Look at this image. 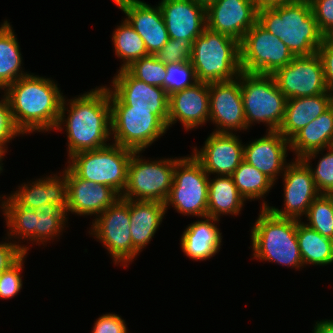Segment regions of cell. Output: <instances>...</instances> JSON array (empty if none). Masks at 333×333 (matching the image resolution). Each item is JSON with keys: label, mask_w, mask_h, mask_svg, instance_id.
<instances>
[{"label": "cell", "mask_w": 333, "mask_h": 333, "mask_svg": "<svg viewBox=\"0 0 333 333\" xmlns=\"http://www.w3.org/2000/svg\"><path fill=\"white\" fill-rule=\"evenodd\" d=\"M330 201L331 205H332V208H333V191H330L326 194H324Z\"/></svg>", "instance_id": "816d5d0a"}, {"label": "cell", "mask_w": 333, "mask_h": 333, "mask_svg": "<svg viewBox=\"0 0 333 333\" xmlns=\"http://www.w3.org/2000/svg\"><path fill=\"white\" fill-rule=\"evenodd\" d=\"M129 213L132 244L140 253L158 231L166 208L163 202L129 199Z\"/></svg>", "instance_id": "83f0119b"}, {"label": "cell", "mask_w": 333, "mask_h": 333, "mask_svg": "<svg viewBox=\"0 0 333 333\" xmlns=\"http://www.w3.org/2000/svg\"><path fill=\"white\" fill-rule=\"evenodd\" d=\"M125 320L113 313L101 315L96 319L92 333H128Z\"/></svg>", "instance_id": "ee69618b"}, {"label": "cell", "mask_w": 333, "mask_h": 333, "mask_svg": "<svg viewBox=\"0 0 333 333\" xmlns=\"http://www.w3.org/2000/svg\"><path fill=\"white\" fill-rule=\"evenodd\" d=\"M290 150L296 159H316L325 149L333 146V104L319 117L303 127L290 140Z\"/></svg>", "instance_id": "d4e9b609"}, {"label": "cell", "mask_w": 333, "mask_h": 333, "mask_svg": "<svg viewBox=\"0 0 333 333\" xmlns=\"http://www.w3.org/2000/svg\"><path fill=\"white\" fill-rule=\"evenodd\" d=\"M36 214V243L43 246L55 237H58L63 231L69 217L60 207L46 203L34 209ZM45 243V244H44Z\"/></svg>", "instance_id": "e575fe53"}, {"label": "cell", "mask_w": 333, "mask_h": 333, "mask_svg": "<svg viewBox=\"0 0 333 333\" xmlns=\"http://www.w3.org/2000/svg\"><path fill=\"white\" fill-rule=\"evenodd\" d=\"M68 186V214L97 218L112 205L120 195L111 187L96 184L80 178L68 165L66 167Z\"/></svg>", "instance_id": "ffe728a7"}, {"label": "cell", "mask_w": 333, "mask_h": 333, "mask_svg": "<svg viewBox=\"0 0 333 333\" xmlns=\"http://www.w3.org/2000/svg\"><path fill=\"white\" fill-rule=\"evenodd\" d=\"M245 121L249 127L265 123L267 131H278L285 114L286 96L272 75L240 73Z\"/></svg>", "instance_id": "8992f818"}, {"label": "cell", "mask_w": 333, "mask_h": 333, "mask_svg": "<svg viewBox=\"0 0 333 333\" xmlns=\"http://www.w3.org/2000/svg\"><path fill=\"white\" fill-rule=\"evenodd\" d=\"M310 4L318 28L326 36L333 30V0H311Z\"/></svg>", "instance_id": "7bdbcfd3"}, {"label": "cell", "mask_w": 333, "mask_h": 333, "mask_svg": "<svg viewBox=\"0 0 333 333\" xmlns=\"http://www.w3.org/2000/svg\"><path fill=\"white\" fill-rule=\"evenodd\" d=\"M2 92L9 101L15 127L22 135L56 128L64 96L53 79L31 73Z\"/></svg>", "instance_id": "7a4b0ae2"}, {"label": "cell", "mask_w": 333, "mask_h": 333, "mask_svg": "<svg viewBox=\"0 0 333 333\" xmlns=\"http://www.w3.org/2000/svg\"><path fill=\"white\" fill-rule=\"evenodd\" d=\"M297 240L304 266H326L333 263L332 239L322 236L299 220H297Z\"/></svg>", "instance_id": "1f68e13d"}, {"label": "cell", "mask_w": 333, "mask_h": 333, "mask_svg": "<svg viewBox=\"0 0 333 333\" xmlns=\"http://www.w3.org/2000/svg\"><path fill=\"white\" fill-rule=\"evenodd\" d=\"M7 242H0V273L7 270L12 264H14L22 255V251L18 248L17 244L9 241L7 236Z\"/></svg>", "instance_id": "bcb514c9"}, {"label": "cell", "mask_w": 333, "mask_h": 333, "mask_svg": "<svg viewBox=\"0 0 333 333\" xmlns=\"http://www.w3.org/2000/svg\"><path fill=\"white\" fill-rule=\"evenodd\" d=\"M4 154L0 151V168H3L4 166H2L3 165V161L2 160H4Z\"/></svg>", "instance_id": "f5cc1de1"}, {"label": "cell", "mask_w": 333, "mask_h": 333, "mask_svg": "<svg viewBox=\"0 0 333 333\" xmlns=\"http://www.w3.org/2000/svg\"><path fill=\"white\" fill-rule=\"evenodd\" d=\"M316 53L322 63L326 89L333 95V45L324 39Z\"/></svg>", "instance_id": "f6af8a7d"}, {"label": "cell", "mask_w": 333, "mask_h": 333, "mask_svg": "<svg viewBox=\"0 0 333 333\" xmlns=\"http://www.w3.org/2000/svg\"><path fill=\"white\" fill-rule=\"evenodd\" d=\"M110 108L112 142L122 147L143 152L167 133V124L150 109Z\"/></svg>", "instance_id": "8fae6325"}, {"label": "cell", "mask_w": 333, "mask_h": 333, "mask_svg": "<svg viewBox=\"0 0 333 333\" xmlns=\"http://www.w3.org/2000/svg\"><path fill=\"white\" fill-rule=\"evenodd\" d=\"M290 150V141L279 131H267L266 135L244 144L245 160L264 173L275 184L278 176L283 174L289 164L286 160Z\"/></svg>", "instance_id": "7402d4cb"}, {"label": "cell", "mask_w": 333, "mask_h": 333, "mask_svg": "<svg viewBox=\"0 0 333 333\" xmlns=\"http://www.w3.org/2000/svg\"><path fill=\"white\" fill-rule=\"evenodd\" d=\"M26 254H23L7 270L0 273V298L11 299L18 295L23 286L21 271L23 270Z\"/></svg>", "instance_id": "ab89813d"}, {"label": "cell", "mask_w": 333, "mask_h": 333, "mask_svg": "<svg viewBox=\"0 0 333 333\" xmlns=\"http://www.w3.org/2000/svg\"><path fill=\"white\" fill-rule=\"evenodd\" d=\"M209 83L197 82L191 87L169 95L168 124L178 121L186 131L202 126L209 121Z\"/></svg>", "instance_id": "d6986e66"}, {"label": "cell", "mask_w": 333, "mask_h": 333, "mask_svg": "<svg viewBox=\"0 0 333 333\" xmlns=\"http://www.w3.org/2000/svg\"><path fill=\"white\" fill-rule=\"evenodd\" d=\"M140 153L142 151H134L130 158L127 184L120 197L164 203L173 184L174 168L180 157L148 161Z\"/></svg>", "instance_id": "9c48e42d"}, {"label": "cell", "mask_w": 333, "mask_h": 333, "mask_svg": "<svg viewBox=\"0 0 333 333\" xmlns=\"http://www.w3.org/2000/svg\"><path fill=\"white\" fill-rule=\"evenodd\" d=\"M12 25L5 20L0 25V90L4 91L21 77L27 76L22 68V54Z\"/></svg>", "instance_id": "f546056e"}, {"label": "cell", "mask_w": 333, "mask_h": 333, "mask_svg": "<svg viewBox=\"0 0 333 333\" xmlns=\"http://www.w3.org/2000/svg\"><path fill=\"white\" fill-rule=\"evenodd\" d=\"M237 133L212 132L202 148H193L192 155L208 175L231 176L243 161L244 144Z\"/></svg>", "instance_id": "ac0fdd59"}, {"label": "cell", "mask_w": 333, "mask_h": 333, "mask_svg": "<svg viewBox=\"0 0 333 333\" xmlns=\"http://www.w3.org/2000/svg\"><path fill=\"white\" fill-rule=\"evenodd\" d=\"M283 176L284 207L269 206L263 200L261 208H268L274 215L282 218L301 221L307 214L311 203L320 195L309 167L301 160L294 158L286 166Z\"/></svg>", "instance_id": "5bb4252c"}, {"label": "cell", "mask_w": 333, "mask_h": 333, "mask_svg": "<svg viewBox=\"0 0 333 333\" xmlns=\"http://www.w3.org/2000/svg\"><path fill=\"white\" fill-rule=\"evenodd\" d=\"M134 150L116 143L96 150L82 151L67 160V165L82 179L103 184L122 195L128 166Z\"/></svg>", "instance_id": "52a82bcc"}, {"label": "cell", "mask_w": 333, "mask_h": 333, "mask_svg": "<svg viewBox=\"0 0 333 333\" xmlns=\"http://www.w3.org/2000/svg\"><path fill=\"white\" fill-rule=\"evenodd\" d=\"M325 150L328 152L322 154L315 168L312 167L310 161H303L309 167L320 194L333 191V146Z\"/></svg>", "instance_id": "f35d334b"}, {"label": "cell", "mask_w": 333, "mask_h": 333, "mask_svg": "<svg viewBox=\"0 0 333 333\" xmlns=\"http://www.w3.org/2000/svg\"><path fill=\"white\" fill-rule=\"evenodd\" d=\"M245 201L231 176H209L207 217L219 220L223 215H238Z\"/></svg>", "instance_id": "f1b7e54d"}, {"label": "cell", "mask_w": 333, "mask_h": 333, "mask_svg": "<svg viewBox=\"0 0 333 333\" xmlns=\"http://www.w3.org/2000/svg\"><path fill=\"white\" fill-rule=\"evenodd\" d=\"M234 184L240 195L246 200L262 199L269 194L274 182L264 173L243 160L232 173Z\"/></svg>", "instance_id": "d6a6232c"}, {"label": "cell", "mask_w": 333, "mask_h": 333, "mask_svg": "<svg viewBox=\"0 0 333 333\" xmlns=\"http://www.w3.org/2000/svg\"><path fill=\"white\" fill-rule=\"evenodd\" d=\"M325 39L333 45V30L325 36Z\"/></svg>", "instance_id": "f907efd6"}, {"label": "cell", "mask_w": 333, "mask_h": 333, "mask_svg": "<svg viewBox=\"0 0 333 333\" xmlns=\"http://www.w3.org/2000/svg\"><path fill=\"white\" fill-rule=\"evenodd\" d=\"M193 1L207 8L210 4L216 2L217 0H193Z\"/></svg>", "instance_id": "681fc988"}, {"label": "cell", "mask_w": 333, "mask_h": 333, "mask_svg": "<svg viewBox=\"0 0 333 333\" xmlns=\"http://www.w3.org/2000/svg\"><path fill=\"white\" fill-rule=\"evenodd\" d=\"M191 64L200 82H224L238 78L239 42L206 28L192 43Z\"/></svg>", "instance_id": "5b68a950"}, {"label": "cell", "mask_w": 333, "mask_h": 333, "mask_svg": "<svg viewBox=\"0 0 333 333\" xmlns=\"http://www.w3.org/2000/svg\"><path fill=\"white\" fill-rule=\"evenodd\" d=\"M209 175L191 154L176 162L174 180L164 206H172L178 213L207 217Z\"/></svg>", "instance_id": "ba28073f"}, {"label": "cell", "mask_w": 333, "mask_h": 333, "mask_svg": "<svg viewBox=\"0 0 333 333\" xmlns=\"http://www.w3.org/2000/svg\"><path fill=\"white\" fill-rule=\"evenodd\" d=\"M258 7L262 6H271L274 4H280V3H287V2H292L296 0H255Z\"/></svg>", "instance_id": "c3c4849f"}, {"label": "cell", "mask_w": 333, "mask_h": 333, "mask_svg": "<svg viewBox=\"0 0 333 333\" xmlns=\"http://www.w3.org/2000/svg\"><path fill=\"white\" fill-rule=\"evenodd\" d=\"M332 104L333 95L329 92L315 96L287 99L284 119L278 131L284 138L290 140Z\"/></svg>", "instance_id": "4316f807"}, {"label": "cell", "mask_w": 333, "mask_h": 333, "mask_svg": "<svg viewBox=\"0 0 333 333\" xmlns=\"http://www.w3.org/2000/svg\"><path fill=\"white\" fill-rule=\"evenodd\" d=\"M62 173V174H61ZM23 183L8 196L19 206L36 209L46 203L54 204L68 212V186L66 167L63 172ZM62 175V176H61Z\"/></svg>", "instance_id": "cb8c5ba5"}, {"label": "cell", "mask_w": 333, "mask_h": 333, "mask_svg": "<svg viewBox=\"0 0 333 333\" xmlns=\"http://www.w3.org/2000/svg\"><path fill=\"white\" fill-rule=\"evenodd\" d=\"M306 224L308 227L316 230L322 236L333 238V208L329 199L320 194L308 208Z\"/></svg>", "instance_id": "8d00e7d4"}, {"label": "cell", "mask_w": 333, "mask_h": 333, "mask_svg": "<svg viewBox=\"0 0 333 333\" xmlns=\"http://www.w3.org/2000/svg\"><path fill=\"white\" fill-rule=\"evenodd\" d=\"M118 8L143 39L148 54H156L169 41L159 5L151 6L141 0H124Z\"/></svg>", "instance_id": "44dd1931"}, {"label": "cell", "mask_w": 333, "mask_h": 333, "mask_svg": "<svg viewBox=\"0 0 333 333\" xmlns=\"http://www.w3.org/2000/svg\"><path fill=\"white\" fill-rule=\"evenodd\" d=\"M219 221L212 217H204L186 227L181 235L180 245L187 257L195 261H206L219 253L222 233L215 224Z\"/></svg>", "instance_id": "484cf974"}, {"label": "cell", "mask_w": 333, "mask_h": 333, "mask_svg": "<svg viewBox=\"0 0 333 333\" xmlns=\"http://www.w3.org/2000/svg\"><path fill=\"white\" fill-rule=\"evenodd\" d=\"M158 5L170 39L193 43L207 28L206 8L193 0H161Z\"/></svg>", "instance_id": "603a6c76"}, {"label": "cell", "mask_w": 333, "mask_h": 333, "mask_svg": "<svg viewBox=\"0 0 333 333\" xmlns=\"http://www.w3.org/2000/svg\"><path fill=\"white\" fill-rule=\"evenodd\" d=\"M272 76L287 99L327 93L321 60L316 54L294 57Z\"/></svg>", "instance_id": "9a60e30c"}, {"label": "cell", "mask_w": 333, "mask_h": 333, "mask_svg": "<svg viewBox=\"0 0 333 333\" xmlns=\"http://www.w3.org/2000/svg\"><path fill=\"white\" fill-rule=\"evenodd\" d=\"M22 133L15 127L12 120L10 105L7 97L2 95L0 100V151L5 155L7 144Z\"/></svg>", "instance_id": "b9f144b4"}, {"label": "cell", "mask_w": 333, "mask_h": 333, "mask_svg": "<svg viewBox=\"0 0 333 333\" xmlns=\"http://www.w3.org/2000/svg\"><path fill=\"white\" fill-rule=\"evenodd\" d=\"M192 43L184 39L169 41L154 54L164 64L188 62L191 60Z\"/></svg>", "instance_id": "60d3db41"}, {"label": "cell", "mask_w": 333, "mask_h": 333, "mask_svg": "<svg viewBox=\"0 0 333 333\" xmlns=\"http://www.w3.org/2000/svg\"><path fill=\"white\" fill-rule=\"evenodd\" d=\"M0 198H2L1 209H3V216L6 220L8 238L11 240L12 238L17 239L18 242L12 241L20 248L23 254H28V247L20 244V239L30 240L32 243L36 241V214L33 209H28L17 205L9 196L6 197L5 194Z\"/></svg>", "instance_id": "4dcf8cb0"}, {"label": "cell", "mask_w": 333, "mask_h": 333, "mask_svg": "<svg viewBox=\"0 0 333 333\" xmlns=\"http://www.w3.org/2000/svg\"><path fill=\"white\" fill-rule=\"evenodd\" d=\"M112 79L110 107L150 109L168 124L169 96L163 88L134 78L126 69H119Z\"/></svg>", "instance_id": "4fadbf2b"}, {"label": "cell", "mask_w": 333, "mask_h": 333, "mask_svg": "<svg viewBox=\"0 0 333 333\" xmlns=\"http://www.w3.org/2000/svg\"><path fill=\"white\" fill-rule=\"evenodd\" d=\"M65 98L64 95L54 130L62 131V127H65L68 159L78 152L96 150L110 144L108 140H111L112 132L108 87L98 86L78 97Z\"/></svg>", "instance_id": "6da1fadb"}, {"label": "cell", "mask_w": 333, "mask_h": 333, "mask_svg": "<svg viewBox=\"0 0 333 333\" xmlns=\"http://www.w3.org/2000/svg\"><path fill=\"white\" fill-rule=\"evenodd\" d=\"M112 34L115 55L123 60L120 69H125L133 61L149 55L143 39L125 19L117 25Z\"/></svg>", "instance_id": "836d02e7"}, {"label": "cell", "mask_w": 333, "mask_h": 333, "mask_svg": "<svg viewBox=\"0 0 333 333\" xmlns=\"http://www.w3.org/2000/svg\"><path fill=\"white\" fill-rule=\"evenodd\" d=\"M209 99V120L216 126L213 132L249 130L245 121L240 74L232 81L209 83Z\"/></svg>", "instance_id": "2e32d148"}, {"label": "cell", "mask_w": 333, "mask_h": 333, "mask_svg": "<svg viewBox=\"0 0 333 333\" xmlns=\"http://www.w3.org/2000/svg\"><path fill=\"white\" fill-rule=\"evenodd\" d=\"M255 0H217L206 8L207 28L238 42L257 22Z\"/></svg>", "instance_id": "e0dca14e"}, {"label": "cell", "mask_w": 333, "mask_h": 333, "mask_svg": "<svg viewBox=\"0 0 333 333\" xmlns=\"http://www.w3.org/2000/svg\"><path fill=\"white\" fill-rule=\"evenodd\" d=\"M312 333H333V319L317 321Z\"/></svg>", "instance_id": "7dc6e473"}, {"label": "cell", "mask_w": 333, "mask_h": 333, "mask_svg": "<svg viewBox=\"0 0 333 333\" xmlns=\"http://www.w3.org/2000/svg\"><path fill=\"white\" fill-rule=\"evenodd\" d=\"M240 67L245 73L272 75L295 57L275 35L257 22L239 42Z\"/></svg>", "instance_id": "7c38bea8"}, {"label": "cell", "mask_w": 333, "mask_h": 333, "mask_svg": "<svg viewBox=\"0 0 333 333\" xmlns=\"http://www.w3.org/2000/svg\"><path fill=\"white\" fill-rule=\"evenodd\" d=\"M130 224L129 199L120 197L93 219L89 231L108 250L114 264L122 267L139 254L132 244Z\"/></svg>", "instance_id": "30bf717a"}, {"label": "cell", "mask_w": 333, "mask_h": 333, "mask_svg": "<svg viewBox=\"0 0 333 333\" xmlns=\"http://www.w3.org/2000/svg\"><path fill=\"white\" fill-rule=\"evenodd\" d=\"M114 1V3L116 4V6H120V4L124 1V0H112Z\"/></svg>", "instance_id": "db71d44e"}, {"label": "cell", "mask_w": 333, "mask_h": 333, "mask_svg": "<svg viewBox=\"0 0 333 333\" xmlns=\"http://www.w3.org/2000/svg\"><path fill=\"white\" fill-rule=\"evenodd\" d=\"M166 72L164 90L168 96L199 82L191 61L166 64Z\"/></svg>", "instance_id": "74e56055"}, {"label": "cell", "mask_w": 333, "mask_h": 333, "mask_svg": "<svg viewBox=\"0 0 333 333\" xmlns=\"http://www.w3.org/2000/svg\"><path fill=\"white\" fill-rule=\"evenodd\" d=\"M257 23L277 36L295 57L316 54L325 39L306 0L258 7Z\"/></svg>", "instance_id": "3957f363"}, {"label": "cell", "mask_w": 333, "mask_h": 333, "mask_svg": "<svg viewBox=\"0 0 333 333\" xmlns=\"http://www.w3.org/2000/svg\"><path fill=\"white\" fill-rule=\"evenodd\" d=\"M134 78L149 85L164 89V79L166 77V64L156 58L155 55H147L133 61L125 68Z\"/></svg>", "instance_id": "d590c367"}, {"label": "cell", "mask_w": 333, "mask_h": 333, "mask_svg": "<svg viewBox=\"0 0 333 333\" xmlns=\"http://www.w3.org/2000/svg\"><path fill=\"white\" fill-rule=\"evenodd\" d=\"M260 209L251 227L253 258L297 270L304 268L297 240V220L278 217L268 208Z\"/></svg>", "instance_id": "277c9868"}]
</instances>
